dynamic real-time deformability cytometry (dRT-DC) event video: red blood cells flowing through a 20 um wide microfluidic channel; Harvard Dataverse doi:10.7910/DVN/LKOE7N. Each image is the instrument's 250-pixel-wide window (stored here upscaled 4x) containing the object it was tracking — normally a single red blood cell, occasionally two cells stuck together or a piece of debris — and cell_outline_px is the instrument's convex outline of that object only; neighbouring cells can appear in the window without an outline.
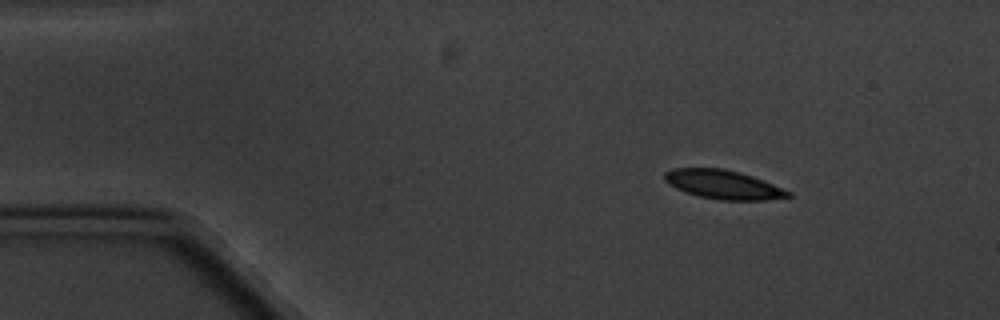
{"species": "common noctule bat (a hibernating species)", "species_latin": "Nyctalus noctula", "temperature_condition": "cold", "stored_images_in_passage": 4, "camera_frame_rate_fps": 3000, "um_per_image_px": 0.085, "animal": {"sex": "male", "body_mass_g": 20.1, "forearm_length_mm": 53.5}, "frame": {"image": 1, "passage_image": 2, "time_ms": 1.333, "image_size_px": [1000, 320], "cell_outline_px": [[792, 196], [764, 200], [720, 200], [700, 196], [684, 192], [668, 184], [664, 180], [664, 172], [672, 168], [724, 168], [740, 172], [752, 176], [792, 192]], "centroid_in_image_um": [61.44, 15.68], "position_along_channel_um": 23.6, "area_um2": 20.81}}